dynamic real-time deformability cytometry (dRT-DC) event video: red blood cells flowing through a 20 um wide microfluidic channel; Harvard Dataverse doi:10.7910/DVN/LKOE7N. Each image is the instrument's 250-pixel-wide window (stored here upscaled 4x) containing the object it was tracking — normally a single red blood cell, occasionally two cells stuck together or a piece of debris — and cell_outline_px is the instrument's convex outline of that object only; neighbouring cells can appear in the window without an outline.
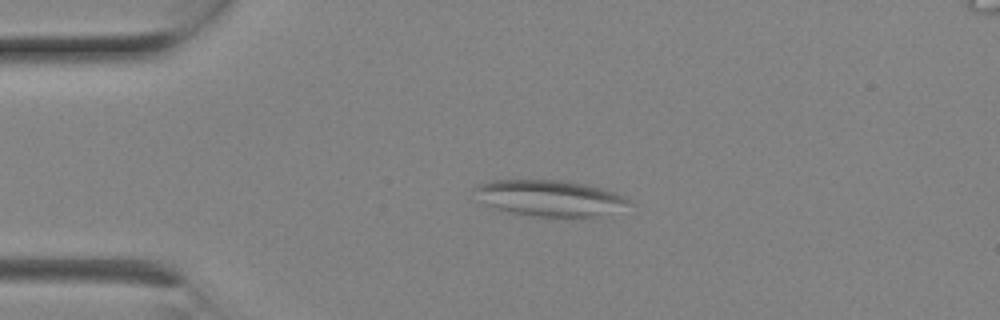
{"species": "Egyptian fruit bat (a non-hibernating species)", "species_latin": "Rousettus aegyptiacus", "temperature_condition": "room temperature", "stored_images_in_passage": 5, "camera_frame_rate_fps": 3000, "um_per_image_px": 0.085, "animal": {"sex": "female"}, "frame": {"image": 1, "passage_image": 1, "time_ms": 0.0, "image_size_px": [1000, 320], "cell_outline_px": [[636, 204], [592, 216], [536, 216], [508, 212], [496, 208], [488, 204], [472, 188], [476, 184], [488, 180], [568, 180], [588, 184], [616, 192], [632, 200]], "centroid_in_image_um": [46.77, 16.8], "position_along_channel_um": 38.2, "area_um2": 32.19}}
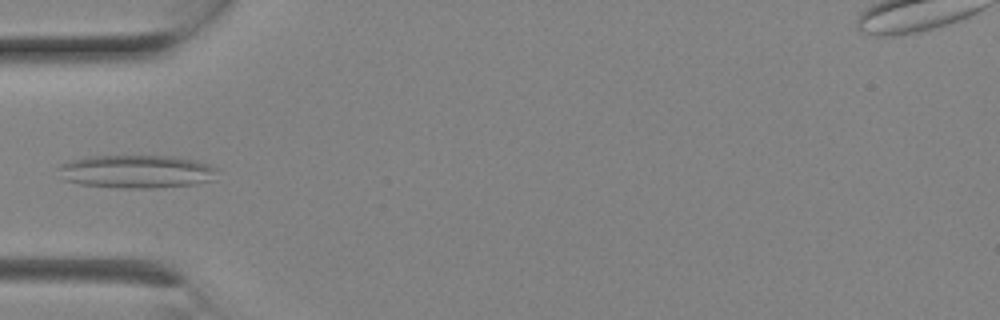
{"frame": {"image": 2, "passage_image": 3, "time_ms": 0.667, "image_size_px": [1000, 320], "cell_outline_px": [[216, 168], [212, 180], [196, 184], [156, 188], [120, 188], [80, 184], [64, 180], [60, 168], [60, 164], [68, 160], [88, 156], [172, 156], [196, 160], [208, 164]], "centroid_in_image_um": [11.59, 14.58], "position_along_channel_um": 73.4, "area_um2": 30.63}}